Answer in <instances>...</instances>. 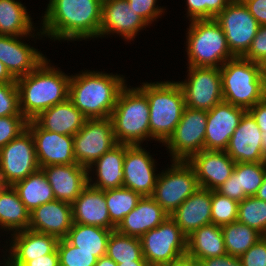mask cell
Instances as JSON below:
<instances>
[{
  "instance_id": "cell-1",
  "label": "cell",
  "mask_w": 266,
  "mask_h": 266,
  "mask_svg": "<svg viewBox=\"0 0 266 266\" xmlns=\"http://www.w3.org/2000/svg\"><path fill=\"white\" fill-rule=\"evenodd\" d=\"M101 12L100 0H50L40 33L54 40L99 37Z\"/></svg>"
},
{
  "instance_id": "cell-2",
  "label": "cell",
  "mask_w": 266,
  "mask_h": 266,
  "mask_svg": "<svg viewBox=\"0 0 266 266\" xmlns=\"http://www.w3.org/2000/svg\"><path fill=\"white\" fill-rule=\"evenodd\" d=\"M48 64L45 58L32 72L16 79L20 112L28 121L68 99L70 77Z\"/></svg>"
},
{
  "instance_id": "cell-3",
  "label": "cell",
  "mask_w": 266,
  "mask_h": 266,
  "mask_svg": "<svg viewBox=\"0 0 266 266\" xmlns=\"http://www.w3.org/2000/svg\"><path fill=\"white\" fill-rule=\"evenodd\" d=\"M119 75L82 72L70 76L68 99L87 119L108 118L126 86Z\"/></svg>"
},
{
  "instance_id": "cell-4",
  "label": "cell",
  "mask_w": 266,
  "mask_h": 266,
  "mask_svg": "<svg viewBox=\"0 0 266 266\" xmlns=\"http://www.w3.org/2000/svg\"><path fill=\"white\" fill-rule=\"evenodd\" d=\"M148 99L150 137L165 143L173 134L186 107L177 82L143 83L138 87Z\"/></svg>"
},
{
  "instance_id": "cell-5",
  "label": "cell",
  "mask_w": 266,
  "mask_h": 266,
  "mask_svg": "<svg viewBox=\"0 0 266 266\" xmlns=\"http://www.w3.org/2000/svg\"><path fill=\"white\" fill-rule=\"evenodd\" d=\"M223 101L248 111L263 99L262 64L237 56L220 67Z\"/></svg>"
},
{
  "instance_id": "cell-6",
  "label": "cell",
  "mask_w": 266,
  "mask_h": 266,
  "mask_svg": "<svg viewBox=\"0 0 266 266\" xmlns=\"http://www.w3.org/2000/svg\"><path fill=\"white\" fill-rule=\"evenodd\" d=\"M149 112L147 96L138 87L125 86L110 116L117 143L140 145L150 138Z\"/></svg>"
},
{
  "instance_id": "cell-7",
  "label": "cell",
  "mask_w": 266,
  "mask_h": 266,
  "mask_svg": "<svg viewBox=\"0 0 266 266\" xmlns=\"http://www.w3.org/2000/svg\"><path fill=\"white\" fill-rule=\"evenodd\" d=\"M190 21L187 35L188 66L220 68L235 57L228 48L225 33L214 18Z\"/></svg>"
},
{
  "instance_id": "cell-8",
  "label": "cell",
  "mask_w": 266,
  "mask_h": 266,
  "mask_svg": "<svg viewBox=\"0 0 266 266\" xmlns=\"http://www.w3.org/2000/svg\"><path fill=\"white\" fill-rule=\"evenodd\" d=\"M187 238L169 216L140 237L143 257L149 266L178 262L187 254Z\"/></svg>"
},
{
  "instance_id": "cell-9",
  "label": "cell",
  "mask_w": 266,
  "mask_h": 266,
  "mask_svg": "<svg viewBox=\"0 0 266 266\" xmlns=\"http://www.w3.org/2000/svg\"><path fill=\"white\" fill-rule=\"evenodd\" d=\"M158 174L152 198L170 215L199 188L194 168L187 161H172Z\"/></svg>"
},
{
  "instance_id": "cell-10",
  "label": "cell",
  "mask_w": 266,
  "mask_h": 266,
  "mask_svg": "<svg viewBox=\"0 0 266 266\" xmlns=\"http://www.w3.org/2000/svg\"><path fill=\"white\" fill-rule=\"evenodd\" d=\"M39 168L34 138L28 128L0 149L2 186H13Z\"/></svg>"
},
{
  "instance_id": "cell-11",
  "label": "cell",
  "mask_w": 266,
  "mask_h": 266,
  "mask_svg": "<svg viewBox=\"0 0 266 266\" xmlns=\"http://www.w3.org/2000/svg\"><path fill=\"white\" fill-rule=\"evenodd\" d=\"M117 144L110 117L86 119L83 127L73 136L76 163L88 169Z\"/></svg>"
},
{
  "instance_id": "cell-12",
  "label": "cell",
  "mask_w": 266,
  "mask_h": 266,
  "mask_svg": "<svg viewBox=\"0 0 266 266\" xmlns=\"http://www.w3.org/2000/svg\"><path fill=\"white\" fill-rule=\"evenodd\" d=\"M225 33L231 53L242 57L249 49L259 28L242 0H232L215 18Z\"/></svg>"
},
{
  "instance_id": "cell-13",
  "label": "cell",
  "mask_w": 266,
  "mask_h": 266,
  "mask_svg": "<svg viewBox=\"0 0 266 266\" xmlns=\"http://www.w3.org/2000/svg\"><path fill=\"white\" fill-rule=\"evenodd\" d=\"M207 111L185 107L173 134L165 142L173 161H188L204 150Z\"/></svg>"
},
{
  "instance_id": "cell-14",
  "label": "cell",
  "mask_w": 266,
  "mask_h": 266,
  "mask_svg": "<svg viewBox=\"0 0 266 266\" xmlns=\"http://www.w3.org/2000/svg\"><path fill=\"white\" fill-rule=\"evenodd\" d=\"M188 68V81L177 82L183 91L186 107L208 111L223 101L220 68Z\"/></svg>"
},
{
  "instance_id": "cell-15",
  "label": "cell",
  "mask_w": 266,
  "mask_h": 266,
  "mask_svg": "<svg viewBox=\"0 0 266 266\" xmlns=\"http://www.w3.org/2000/svg\"><path fill=\"white\" fill-rule=\"evenodd\" d=\"M27 128L34 138L36 157L40 168L76 163L73 136L42 129L34 120L28 121Z\"/></svg>"
},
{
  "instance_id": "cell-16",
  "label": "cell",
  "mask_w": 266,
  "mask_h": 266,
  "mask_svg": "<svg viewBox=\"0 0 266 266\" xmlns=\"http://www.w3.org/2000/svg\"><path fill=\"white\" fill-rule=\"evenodd\" d=\"M245 112V109L225 101L208 110L204 149L225 151Z\"/></svg>"
},
{
  "instance_id": "cell-17",
  "label": "cell",
  "mask_w": 266,
  "mask_h": 266,
  "mask_svg": "<svg viewBox=\"0 0 266 266\" xmlns=\"http://www.w3.org/2000/svg\"><path fill=\"white\" fill-rule=\"evenodd\" d=\"M154 159L140 145L125 144L123 162V187L129 188L142 197L152 196L158 175H155Z\"/></svg>"
},
{
  "instance_id": "cell-18",
  "label": "cell",
  "mask_w": 266,
  "mask_h": 266,
  "mask_svg": "<svg viewBox=\"0 0 266 266\" xmlns=\"http://www.w3.org/2000/svg\"><path fill=\"white\" fill-rule=\"evenodd\" d=\"M193 168L200 188L216 190L234 171L236 162L226 151L202 150L187 161Z\"/></svg>"
},
{
  "instance_id": "cell-19",
  "label": "cell",
  "mask_w": 266,
  "mask_h": 266,
  "mask_svg": "<svg viewBox=\"0 0 266 266\" xmlns=\"http://www.w3.org/2000/svg\"><path fill=\"white\" fill-rule=\"evenodd\" d=\"M148 23L130 8L127 0H105L102 2L99 36L117 33L126 40H133L141 28Z\"/></svg>"
},
{
  "instance_id": "cell-20",
  "label": "cell",
  "mask_w": 266,
  "mask_h": 266,
  "mask_svg": "<svg viewBox=\"0 0 266 266\" xmlns=\"http://www.w3.org/2000/svg\"><path fill=\"white\" fill-rule=\"evenodd\" d=\"M225 151L236 163L264 161L261 130L248 111L240 119Z\"/></svg>"
},
{
  "instance_id": "cell-21",
  "label": "cell",
  "mask_w": 266,
  "mask_h": 266,
  "mask_svg": "<svg viewBox=\"0 0 266 266\" xmlns=\"http://www.w3.org/2000/svg\"><path fill=\"white\" fill-rule=\"evenodd\" d=\"M56 200L72 204L88 185V169L79 164L49 165L41 168Z\"/></svg>"
},
{
  "instance_id": "cell-22",
  "label": "cell",
  "mask_w": 266,
  "mask_h": 266,
  "mask_svg": "<svg viewBox=\"0 0 266 266\" xmlns=\"http://www.w3.org/2000/svg\"><path fill=\"white\" fill-rule=\"evenodd\" d=\"M73 224L72 204L52 200L30 212L29 229L65 239Z\"/></svg>"
},
{
  "instance_id": "cell-23",
  "label": "cell",
  "mask_w": 266,
  "mask_h": 266,
  "mask_svg": "<svg viewBox=\"0 0 266 266\" xmlns=\"http://www.w3.org/2000/svg\"><path fill=\"white\" fill-rule=\"evenodd\" d=\"M266 165L264 162L236 163L232 175L216 191L237 202L255 196L261 186Z\"/></svg>"
},
{
  "instance_id": "cell-24",
  "label": "cell",
  "mask_w": 266,
  "mask_h": 266,
  "mask_svg": "<svg viewBox=\"0 0 266 266\" xmlns=\"http://www.w3.org/2000/svg\"><path fill=\"white\" fill-rule=\"evenodd\" d=\"M10 258L6 260L10 266H24L28 261L51 254L57 249L59 239L55 236L26 229L13 233Z\"/></svg>"
},
{
  "instance_id": "cell-25",
  "label": "cell",
  "mask_w": 266,
  "mask_h": 266,
  "mask_svg": "<svg viewBox=\"0 0 266 266\" xmlns=\"http://www.w3.org/2000/svg\"><path fill=\"white\" fill-rule=\"evenodd\" d=\"M17 38L0 35V61L15 80L32 72L46 58Z\"/></svg>"
},
{
  "instance_id": "cell-26",
  "label": "cell",
  "mask_w": 266,
  "mask_h": 266,
  "mask_svg": "<svg viewBox=\"0 0 266 266\" xmlns=\"http://www.w3.org/2000/svg\"><path fill=\"white\" fill-rule=\"evenodd\" d=\"M72 215L73 223L116 230V226L110 221L105 190L87 185L72 203Z\"/></svg>"
},
{
  "instance_id": "cell-27",
  "label": "cell",
  "mask_w": 266,
  "mask_h": 266,
  "mask_svg": "<svg viewBox=\"0 0 266 266\" xmlns=\"http://www.w3.org/2000/svg\"><path fill=\"white\" fill-rule=\"evenodd\" d=\"M170 217L187 237L200 227L211 224V190L199 188Z\"/></svg>"
},
{
  "instance_id": "cell-28",
  "label": "cell",
  "mask_w": 266,
  "mask_h": 266,
  "mask_svg": "<svg viewBox=\"0 0 266 266\" xmlns=\"http://www.w3.org/2000/svg\"><path fill=\"white\" fill-rule=\"evenodd\" d=\"M169 216L151 196H144L139 200L137 206L124 217L116 230L121 234L140 238Z\"/></svg>"
},
{
  "instance_id": "cell-29",
  "label": "cell",
  "mask_w": 266,
  "mask_h": 266,
  "mask_svg": "<svg viewBox=\"0 0 266 266\" xmlns=\"http://www.w3.org/2000/svg\"><path fill=\"white\" fill-rule=\"evenodd\" d=\"M86 119L82 112L67 99L41 112L33 120L47 131L74 136L83 127Z\"/></svg>"
},
{
  "instance_id": "cell-30",
  "label": "cell",
  "mask_w": 266,
  "mask_h": 266,
  "mask_svg": "<svg viewBox=\"0 0 266 266\" xmlns=\"http://www.w3.org/2000/svg\"><path fill=\"white\" fill-rule=\"evenodd\" d=\"M125 155V144H117L108 152H105L97 159L89 168L96 165L97 180L95 183H90L92 178H89L88 185L98 190H108L123 187L124 170L123 162Z\"/></svg>"
},
{
  "instance_id": "cell-31",
  "label": "cell",
  "mask_w": 266,
  "mask_h": 266,
  "mask_svg": "<svg viewBox=\"0 0 266 266\" xmlns=\"http://www.w3.org/2000/svg\"><path fill=\"white\" fill-rule=\"evenodd\" d=\"M226 254L222 229L216 224H208L195 230L187 238V255L203 260Z\"/></svg>"
},
{
  "instance_id": "cell-32",
  "label": "cell",
  "mask_w": 266,
  "mask_h": 266,
  "mask_svg": "<svg viewBox=\"0 0 266 266\" xmlns=\"http://www.w3.org/2000/svg\"><path fill=\"white\" fill-rule=\"evenodd\" d=\"M29 223L30 212L17 191L13 186L0 185V226L16 233L28 229Z\"/></svg>"
},
{
  "instance_id": "cell-33",
  "label": "cell",
  "mask_w": 266,
  "mask_h": 266,
  "mask_svg": "<svg viewBox=\"0 0 266 266\" xmlns=\"http://www.w3.org/2000/svg\"><path fill=\"white\" fill-rule=\"evenodd\" d=\"M112 231L99 226L73 223L65 239L79 250L92 252L99 259L106 255Z\"/></svg>"
},
{
  "instance_id": "cell-34",
  "label": "cell",
  "mask_w": 266,
  "mask_h": 266,
  "mask_svg": "<svg viewBox=\"0 0 266 266\" xmlns=\"http://www.w3.org/2000/svg\"><path fill=\"white\" fill-rule=\"evenodd\" d=\"M13 188L29 212L40 205L55 200L53 190L41 168L16 182Z\"/></svg>"
},
{
  "instance_id": "cell-35",
  "label": "cell",
  "mask_w": 266,
  "mask_h": 266,
  "mask_svg": "<svg viewBox=\"0 0 266 266\" xmlns=\"http://www.w3.org/2000/svg\"><path fill=\"white\" fill-rule=\"evenodd\" d=\"M32 30L26 7L15 0H0V35L26 37Z\"/></svg>"
},
{
  "instance_id": "cell-36",
  "label": "cell",
  "mask_w": 266,
  "mask_h": 266,
  "mask_svg": "<svg viewBox=\"0 0 266 266\" xmlns=\"http://www.w3.org/2000/svg\"><path fill=\"white\" fill-rule=\"evenodd\" d=\"M221 229L226 253L239 258L263 237L256 229L239 221L224 225Z\"/></svg>"
},
{
  "instance_id": "cell-37",
  "label": "cell",
  "mask_w": 266,
  "mask_h": 266,
  "mask_svg": "<svg viewBox=\"0 0 266 266\" xmlns=\"http://www.w3.org/2000/svg\"><path fill=\"white\" fill-rule=\"evenodd\" d=\"M106 255L117 264L145 259L140 238L121 234L117 230L111 232Z\"/></svg>"
},
{
  "instance_id": "cell-38",
  "label": "cell",
  "mask_w": 266,
  "mask_h": 266,
  "mask_svg": "<svg viewBox=\"0 0 266 266\" xmlns=\"http://www.w3.org/2000/svg\"><path fill=\"white\" fill-rule=\"evenodd\" d=\"M142 196L125 187L105 190L110 221L117 227L136 206Z\"/></svg>"
},
{
  "instance_id": "cell-39",
  "label": "cell",
  "mask_w": 266,
  "mask_h": 266,
  "mask_svg": "<svg viewBox=\"0 0 266 266\" xmlns=\"http://www.w3.org/2000/svg\"><path fill=\"white\" fill-rule=\"evenodd\" d=\"M237 221L266 236V201L256 196L246 197L239 202Z\"/></svg>"
},
{
  "instance_id": "cell-40",
  "label": "cell",
  "mask_w": 266,
  "mask_h": 266,
  "mask_svg": "<svg viewBox=\"0 0 266 266\" xmlns=\"http://www.w3.org/2000/svg\"><path fill=\"white\" fill-rule=\"evenodd\" d=\"M239 202L217 192L211 191V218L212 223L224 226L237 221Z\"/></svg>"
},
{
  "instance_id": "cell-41",
  "label": "cell",
  "mask_w": 266,
  "mask_h": 266,
  "mask_svg": "<svg viewBox=\"0 0 266 266\" xmlns=\"http://www.w3.org/2000/svg\"><path fill=\"white\" fill-rule=\"evenodd\" d=\"M59 266H95L98 258L92 252L79 250L66 239H59L57 245Z\"/></svg>"
},
{
  "instance_id": "cell-42",
  "label": "cell",
  "mask_w": 266,
  "mask_h": 266,
  "mask_svg": "<svg viewBox=\"0 0 266 266\" xmlns=\"http://www.w3.org/2000/svg\"><path fill=\"white\" fill-rule=\"evenodd\" d=\"M232 0H187L188 16L191 20L213 19Z\"/></svg>"
},
{
  "instance_id": "cell-43",
  "label": "cell",
  "mask_w": 266,
  "mask_h": 266,
  "mask_svg": "<svg viewBox=\"0 0 266 266\" xmlns=\"http://www.w3.org/2000/svg\"><path fill=\"white\" fill-rule=\"evenodd\" d=\"M22 115L16 82L0 83V117Z\"/></svg>"
},
{
  "instance_id": "cell-44",
  "label": "cell",
  "mask_w": 266,
  "mask_h": 266,
  "mask_svg": "<svg viewBox=\"0 0 266 266\" xmlns=\"http://www.w3.org/2000/svg\"><path fill=\"white\" fill-rule=\"evenodd\" d=\"M27 123L23 115L0 117V149L23 132Z\"/></svg>"
},
{
  "instance_id": "cell-45",
  "label": "cell",
  "mask_w": 266,
  "mask_h": 266,
  "mask_svg": "<svg viewBox=\"0 0 266 266\" xmlns=\"http://www.w3.org/2000/svg\"><path fill=\"white\" fill-rule=\"evenodd\" d=\"M242 57L259 64L266 62V25L259 26L248 51Z\"/></svg>"
},
{
  "instance_id": "cell-46",
  "label": "cell",
  "mask_w": 266,
  "mask_h": 266,
  "mask_svg": "<svg viewBox=\"0 0 266 266\" xmlns=\"http://www.w3.org/2000/svg\"><path fill=\"white\" fill-rule=\"evenodd\" d=\"M240 260L242 266H266V236L260 238Z\"/></svg>"
},
{
  "instance_id": "cell-47",
  "label": "cell",
  "mask_w": 266,
  "mask_h": 266,
  "mask_svg": "<svg viewBox=\"0 0 266 266\" xmlns=\"http://www.w3.org/2000/svg\"><path fill=\"white\" fill-rule=\"evenodd\" d=\"M130 8L140 15L148 24L163 13V9L156 7V0H127ZM162 12V13H161Z\"/></svg>"
},
{
  "instance_id": "cell-48",
  "label": "cell",
  "mask_w": 266,
  "mask_h": 266,
  "mask_svg": "<svg viewBox=\"0 0 266 266\" xmlns=\"http://www.w3.org/2000/svg\"><path fill=\"white\" fill-rule=\"evenodd\" d=\"M248 112L253 116L261 130L263 151L266 152V101L262 99L250 108Z\"/></svg>"
},
{
  "instance_id": "cell-49",
  "label": "cell",
  "mask_w": 266,
  "mask_h": 266,
  "mask_svg": "<svg viewBox=\"0 0 266 266\" xmlns=\"http://www.w3.org/2000/svg\"><path fill=\"white\" fill-rule=\"evenodd\" d=\"M260 26L266 25V0H242Z\"/></svg>"
},
{
  "instance_id": "cell-50",
  "label": "cell",
  "mask_w": 266,
  "mask_h": 266,
  "mask_svg": "<svg viewBox=\"0 0 266 266\" xmlns=\"http://www.w3.org/2000/svg\"><path fill=\"white\" fill-rule=\"evenodd\" d=\"M205 266H242V262L239 257L225 254L214 258L203 259Z\"/></svg>"
},
{
  "instance_id": "cell-51",
  "label": "cell",
  "mask_w": 266,
  "mask_h": 266,
  "mask_svg": "<svg viewBox=\"0 0 266 266\" xmlns=\"http://www.w3.org/2000/svg\"><path fill=\"white\" fill-rule=\"evenodd\" d=\"M24 266H59V255L57 249L51 254L28 261Z\"/></svg>"
},
{
  "instance_id": "cell-52",
  "label": "cell",
  "mask_w": 266,
  "mask_h": 266,
  "mask_svg": "<svg viewBox=\"0 0 266 266\" xmlns=\"http://www.w3.org/2000/svg\"><path fill=\"white\" fill-rule=\"evenodd\" d=\"M183 266H205L203 260L195 259L187 254L184 255L180 261H179Z\"/></svg>"
},
{
  "instance_id": "cell-53",
  "label": "cell",
  "mask_w": 266,
  "mask_h": 266,
  "mask_svg": "<svg viewBox=\"0 0 266 266\" xmlns=\"http://www.w3.org/2000/svg\"><path fill=\"white\" fill-rule=\"evenodd\" d=\"M16 82V80L10 75L5 65L0 61V83Z\"/></svg>"
},
{
  "instance_id": "cell-54",
  "label": "cell",
  "mask_w": 266,
  "mask_h": 266,
  "mask_svg": "<svg viewBox=\"0 0 266 266\" xmlns=\"http://www.w3.org/2000/svg\"><path fill=\"white\" fill-rule=\"evenodd\" d=\"M118 264L115 263L110 257L107 255L100 257L97 260V263L95 266H117Z\"/></svg>"
},
{
  "instance_id": "cell-55",
  "label": "cell",
  "mask_w": 266,
  "mask_h": 266,
  "mask_svg": "<svg viewBox=\"0 0 266 266\" xmlns=\"http://www.w3.org/2000/svg\"><path fill=\"white\" fill-rule=\"evenodd\" d=\"M255 196L263 201H266V173L264 175L262 184L258 188V191Z\"/></svg>"
},
{
  "instance_id": "cell-56",
  "label": "cell",
  "mask_w": 266,
  "mask_h": 266,
  "mask_svg": "<svg viewBox=\"0 0 266 266\" xmlns=\"http://www.w3.org/2000/svg\"><path fill=\"white\" fill-rule=\"evenodd\" d=\"M117 266H149V265L145 259H139L138 261L135 262H124L118 264Z\"/></svg>"
},
{
  "instance_id": "cell-57",
  "label": "cell",
  "mask_w": 266,
  "mask_h": 266,
  "mask_svg": "<svg viewBox=\"0 0 266 266\" xmlns=\"http://www.w3.org/2000/svg\"><path fill=\"white\" fill-rule=\"evenodd\" d=\"M263 99L266 101V77H264Z\"/></svg>"
},
{
  "instance_id": "cell-58",
  "label": "cell",
  "mask_w": 266,
  "mask_h": 266,
  "mask_svg": "<svg viewBox=\"0 0 266 266\" xmlns=\"http://www.w3.org/2000/svg\"><path fill=\"white\" fill-rule=\"evenodd\" d=\"M161 266H183L179 261L172 263V264H165V265H161Z\"/></svg>"
},
{
  "instance_id": "cell-59",
  "label": "cell",
  "mask_w": 266,
  "mask_h": 266,
  "mask_svg": "<svg viewBox=\"0 0 266 266\" xmlns=\"http://www.w3.org/2000/svg\"><path fill=\"white\" fill-rule=\"evenodd\" d=\"M263 77H266V62L262 64Z\"/></svg>"
},
{
  "instance_id": "cell-60",
  "label": "cell",
  "mask_w": 266,
  "mask_h": 266,
  "mask_svg": "<svg viewBox=\"0 0 266 266\" xmlns=\"http://www.w3.org/2000/svg\"><path fill=\"white\" fill-rule=\"evenodd\" d=\"M266 165V152H265V155H264V161H263Z\"/></svg>"
}]
</instances>
